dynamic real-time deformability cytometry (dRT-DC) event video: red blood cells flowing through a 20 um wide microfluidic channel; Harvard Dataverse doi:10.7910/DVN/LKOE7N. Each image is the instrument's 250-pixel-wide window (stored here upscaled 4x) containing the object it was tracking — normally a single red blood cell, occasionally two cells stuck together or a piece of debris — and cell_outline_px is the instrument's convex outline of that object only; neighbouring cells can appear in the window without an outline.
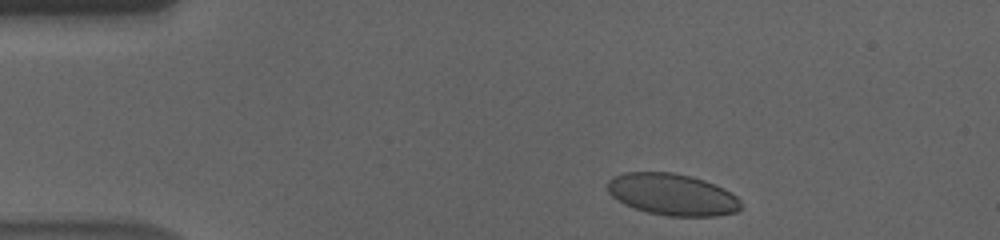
{"species": "human", "species_latin": "Homo sapiens", "temperature_condition": "cold", "stored_images_in_passage": 49, "camera_frame_rate_fps": 3000, "um_per_image_px": 0.085, "donor": {"sex": "male"}, "frame": {"image": 1, "passage_image": 1, "time_ms": 0.0, "image_size_px": [1000, 240], "cell_outline_px": [[740, 208], [732, 212], [704, 216], [680, 216], [652, 212], [628, 204], [620, 200], [608, 188], [608, 184], [612, 180], [620, 176], [632, 172], [664, 172], [684, 176], [700, 180], [712, 184], [728, 192], [736, 200]], "centroid_in_image_um": [57.14, 16.53], "position_along_channel_um": 27.9, "area_um2": 29.88}}
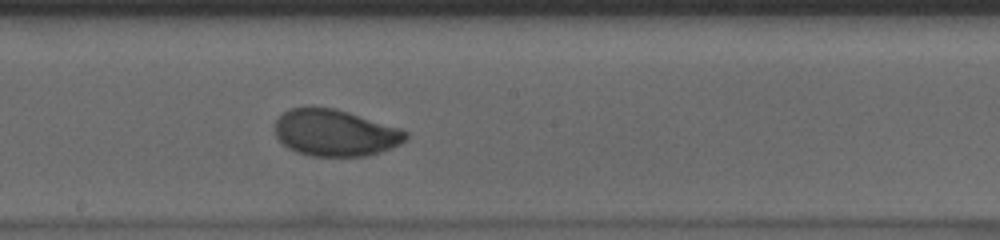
{"frame": {"image": 2, "passage_image": 23, "time_ms": 7.333, "image_size_px": [1000, 240], "cell_outline_px": [[404, 140], [396, 144], [372, 152], [352, 156], [324, 156], [304, 152], [292, 148], [280, 136], [276, 128], [280, 120], [288, 112], [296, 108], [328, 108], [404, 132]], "centroid_in_image_um": [28.43, 11.3], "position_along_channel_um": 219.8, "area_um2": 31.56}}
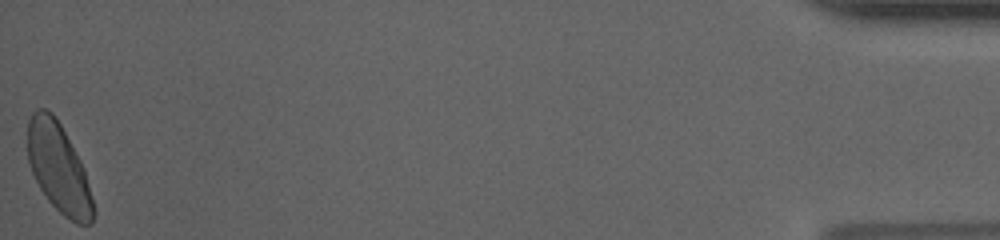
{"frame": {"image": 3, "passage_image": 49, "time_ms": 16.0, "image_size_px": [1000, 240], "cell_outline_px": [[92, 220], [88, 224], [80, 224], [72, 220], [60, 212], [56, 208], [44, 192], [36, 180], [28, 156], [28, 124], [32, 116], [36, 112], [44, 108], [60, 124], [84, 172], [92, 200]], "centroid_in_image_um": [4.96, 14.3], "position_along_channel_um": 430.2, "area_um2": 31.85}, "authors_computed_cell_mechanics": {"area_um2": 31.2698, "velocity_mm_per_s": 3.5338, "shape_relaxation_time_tau1_ms": 2.8535, "shape_relaxation_time_tau2_ms": 0.8103, "deformation_change_tau1": 0.1233, "deformation_change_tau2": 0.0488}}